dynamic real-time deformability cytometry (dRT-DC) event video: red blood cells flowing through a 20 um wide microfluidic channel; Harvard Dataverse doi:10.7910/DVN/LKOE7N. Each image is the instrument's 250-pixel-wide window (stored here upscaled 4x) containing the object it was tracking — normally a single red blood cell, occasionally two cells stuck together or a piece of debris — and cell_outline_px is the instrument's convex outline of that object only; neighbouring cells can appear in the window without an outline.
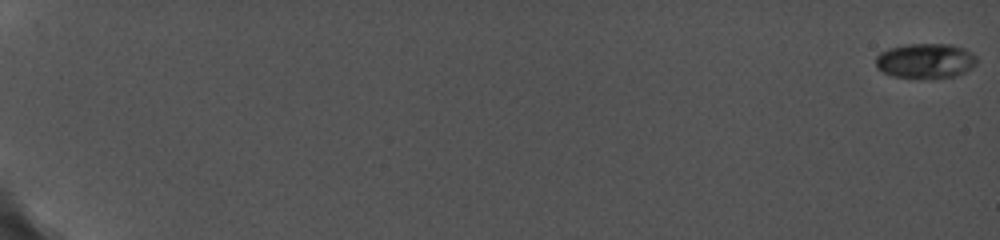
{"species": "common noctule bat (a hibernating species)", "species_latin": "Nyctalus noctula", "temperature_condition": "cold", "stored_images_in_passage": 66, "camera_frame_rate_fps": 5000, "um_per_image_px": 0.085, "animal": {"sex": "female", "body_mass_g": 19.0, "forearm_length_mm": 56.7}, "frame": {"image": 1, "passage_image": 1, "time_ms": 0.0, "image_size_px": [1000, 240], "cell_outline_px": [[976, 64], [972, 68], [956, 76], [892, 76], [876, 68], [876, 56], [880, 52], [888, 48], [908, 44], [948, 44], [964, 48], [972, 52], [976, 56]], "centroid_in_image_um": [78.67, 5.13], "position_along_channel_um": 6.3, "area_um2": 20.11}}
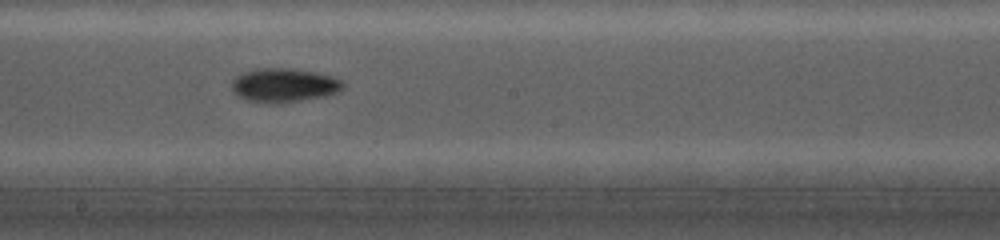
{"frame": {"image": 2, "passage_image": 52, "time_ms": 12.0, "image_size_px": [1000, 240], "cell_outline_px": [[344, 88], [336, 92], [324, 96], [276, 104], [248, 100], [232, 92], [232, 80], [240, 72], [256, 68], [292, 68], [316, 72], [332, 76], [344, 80]], "centroid_in_image_um": [24.13, 7.22], "position_along_channel_um": 224.1, "area_um2": 22.14}}
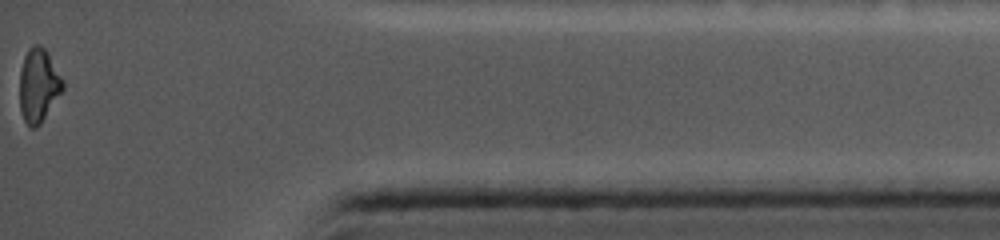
{"frame": {"image": 3, "passage_image": 66, "time_ms": 18.0, "image_size_px": [1000, 240], "cell_outline_px": [[64, 88], [40, 124], [36, 128], [32, 128], [24, 120], [20, 108], [20, 68], [24, 56], [28, 48], [32, 44], [40, 44], [48, 52], [64, 80]], "centroid_in_image_um": [3.28, 7.21], "position_along_channel_um": 431.9, "area_um2": 18.61}, "authors_computed_cell_mechanics": {"area_um2": 20.4323, "velocity_mm_per_s": 3.7973, "shape_relaxation_time_tau1_ms": null, "shape_relaxation_time_tau2_ms": 2.9388, "deformation_change_tau1": null, "deformation_change_tau2": 0.045}}